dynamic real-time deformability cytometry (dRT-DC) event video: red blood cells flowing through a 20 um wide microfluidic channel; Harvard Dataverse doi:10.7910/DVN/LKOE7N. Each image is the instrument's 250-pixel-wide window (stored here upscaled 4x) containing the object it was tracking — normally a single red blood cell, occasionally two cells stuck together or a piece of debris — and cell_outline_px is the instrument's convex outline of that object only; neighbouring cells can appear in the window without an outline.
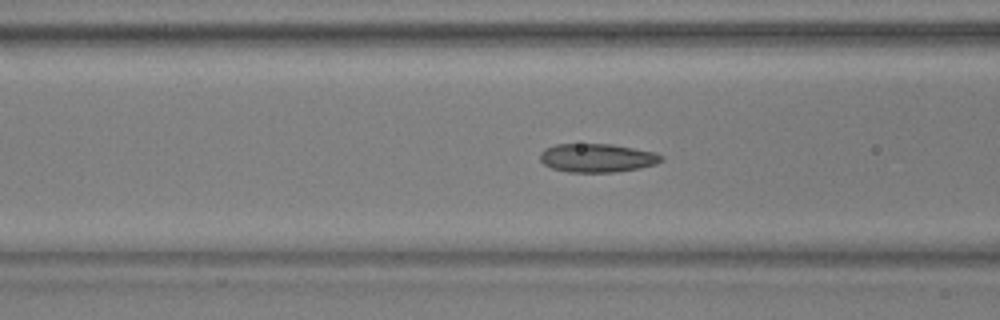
{"species": "common noctule bat (a hibernating species)", "species_latin": "Nyctalus noctula", "temperature_condition": "warm", "stored_images_in_passage": 5, "camera_frame_rate_fps": 3000, "um_per_image_px": 0.085, "animal": {"sex": "male", "body_mass_g": 17.9, "forearm_length_mm": 54.2}, "frame": {"image": 1, "passage_image": 4, "time_ms": 1.0, "image_size_px": [1000, 320], "cell_outline_px": [[664, 160], [656, 164], [640, 168], [612, 172], [568, 172], [552, 168], [544, 164], [540, 160], [540, 152], [544, 148], [556, 144], [612, 144], [656, 152], [664, 156]], "centroid_in_image_um": [50.77, 13.42], "position_along_channel_um": 115.8, "area_um2": 20.35}}